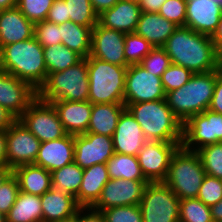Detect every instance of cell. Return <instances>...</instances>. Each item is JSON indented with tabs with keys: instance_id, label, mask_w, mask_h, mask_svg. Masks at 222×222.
<instances>
[{
	"instance_id": "obj_6",
	"label": "cell",
	"mask_w": 222,
	"mask_h": 222,
	"mask_svg": "<svg viewBox=\"0 0 222 222\" xmlns=\"http://www.w3.org/2000/svg\"><path fill=\"white\" fill-rule=\"evenodd\" d=\"M89 79L87 58L69 68L50 73L37 91V96L47 102L88 101Z\"/></svg>"
},
{
	"instance_id": "obj_8",
	"label": "cell",
	"mask_w": 222,
	"mask_h": 222,
	"mask_svg": "<svg viewBox=\"0 0 222 222\" xmlns=\"http://www.w3.org/2000/svg\"><path fill=\"white\" fill-rule=\"evenodd\" d=\"M143 222H179V197L164 182L148 183L140 201Z\"/></svg>"
},
{
	"instance_id": "obj_12",
	"label": "cell",
	"mask_w": 222,
	"mask_h": 222,
	"mask_svg": "<svg viewBox=\"0 0 222 222\" xmlns=\"http://www.w3.org/2000/svg\"><path fill=\"white\" fill-rule=\"evenodd\" d=\"M182 142H162L147 140L138 152L141 171L149 183L164 182L171 157Z\"/></svg>"
},
{
	"instance_id": "obj_50",
	"label": "cell",
	"mask_w": 222,
	"mask_h": 222,
	"mask_svg": "<svg viewBox=\"0 0 222 222\" xmlns=\"http://www.w3.org/2000/svg\"><path fill=\"white\" fill-rule=\"evenodd\" d=\"M97 15L112 8L119 0H90Z\"/></svg>"
},
{
	"instance_id": "obj_30",
	"label": "cell",
	"mask_w": 222,
	"mask_h": 222,
	"mask_svg": "<svg viewBox=\"0 0 222 222\" xmlns=\"http://www.w3.org/2000/svg\"><path fill=\"white\" fill-rule=\"evenodd\" d=\"M62 44L75 51L83 58H87L91 51V27H85L68 21L59 24Z\"/></svg>"
},
{
	"instance_id": "obj_56",
	"label": "cell",
	"mask_w": 222,
	"mask_h": 222,
	"mask_svg": "<svg viewBox=\"0 0 222 222\" xmlns=\"http://www.w3.org/2000/svg\"><path fill=\"white\" fill-rule=\"evenodd\" d=\"M18 0H0V11L17 6Z\"/></svg>"
},
{
	"instance_id": "obj_29",
	"label": "cell",
	"mask_w": 222,
	"mask_h": 222,
	"mask_svg": "<svg viewBox=\"0 0 222 222\" xmlns=\"http://www.w3.org/2000/svg\"><path fill=\"white\" fill-rule=\"evenodd\" d=\"M7 222H43L41 196L19 191Z\"/></svg>"
},
{
	"instance_id": "obj_20",
	"label": "cell",
	"mask_w": 222,
	"mask_h": 222,
	"mask_svg": "<svg viewBox=\"0 0 222 222\" xmlns=\"http://www.w3.org/2000/svg\"><path fill=\"white\" fill-rule=\"evenodd\" d=\"M74 162V135L40 143L34 165L53 172Z\"/></svg>"
},
{
	"instance_id": "obj_58",
	"label": "cell",
	"mask_w": 222,
	"mask_h": 222,
	"mask_svg": "<svg viewBox=\"0 0 222 222\" xmlns=\"http://www.w3.org/2000/svg\"><path fill=\"white\" fill-rule=\"evenodd\" d=\"M0 222H7L6 215L0 212Z\"/></svg>"
},
{
	"instance_id": "obj_13",
	"label": "cell",
	"mask_w": 222,
	"mask_h": 222,
	"mask_svg": "<svg viewBox=\"0 0 222 222\" xmlns=\"http://www.w3.org/2000/svg\"><path fill=\"white\" fill-rule=\"evenodd\" d=\"M40 140L18 119L6 130L7 166L14 169L21 165L34 164Z\"/></svg>"
},
{
	"instance_id": "obj_45",
	"label": "cell",
	"mask_w": 222,
	"mask_h": 222,
	"mask_svg": "<svg viewBox=\"0 0 222 222\" xmlns=\"http://www.w3.org/2000/svg\"><path fill=\"white\" fill-rule=\"evenodd\" d=\"M19 185L16 177L12 174L0 186V212L7 215L14 205L19 193Z\"/></svg>"
},
{
	"instance_id": "obj_21",
	"label": "cell",
	"mask_w": 222,
	"mask_h": 222,
	"mask_svg": "<svg viewBox=\"0 0 222 222\" xmlns=\"http://www.w3.org/2000/svg\"><path fill=\"white\" fill-rule=\"evenodd\" d=\"M65 131L70 135L85 134L90 122L92 104L89 101H53Z\"/></svg>"
},
{
	"instance_id": "obj_53",
	"label": "cell",
	"mask_w": 222,
	"mask_h": 222,
	"mask_svg": "<svg viewBox=\"0 0 222 222\" xmlns=\"http://www.w3.org/2000/svg\"><path fill=\"white\" fill-rule=\"evenodd\" d=\"M0 166H7L6 130H0Z\"/></svg>"
},
{
	"instance_id": "obj_5",
	"label": "cell",
	"mask_w": 222,
	"mask_h": 222,
	"mask_svg": "<svg viewBox=\"0 0 222 222\" xmlns=\"http://www.w3.org/2000/svg\"><path fill=\"white\" fill-rule=\"evenodd\" d=\"M91 104H124L125 77L128 67L87 57Z\"/></svg>"
},
{
	"instance_id": "obj_34",
	"label": "cell",
	"mask_w": 222,
	"mask_h": 222,
	"mask_svg": "<svg viewBox=\"0 0 222 222\" xmlns=\"http://www.w3.org/2000/svg\"><path fill=\"white\" fill-rule=\"evenodd\" d=\"M65 3L69 21L92 29L98 23V15L93 10L90 0H65Z\"/></svg>"
},
{
	"instance_id": "obj_23",
	"label": "cell",
	"mask_w": 222,
	"mask_h": 222,
	"mask_svg": "<svg viewBox=\"0 0 222 222\" xmlns=\"http://www.w3.org/2000/svg\"><path fill=\"white\" fill-rule=\"evenodd\" d=\"M141 12L139 3L119 0L112 8L98 15V23L125 34L134 33Z\"/></svg>"
},
{
	"instance_id": "obj_3",
	"label": "cell",
	"mask_w": 222,
	"mask_h": 222,
	"mask_svg": "<svg viewBox=\"0 0 222 222\" xmlns=\"http://www.w3.org/2000/svg\"><path fill=\"white\" fill-rule=\"evenodd\" d=\"M125 106L141 126L147 140L182 142L183 123L173 114L165 99Z\"/></svg>"
},
{
	"instance_id": "obj_14",
	"label": "cell",
	"mask_w": 222,
	"mask_h": 222,
	"mask_svg": "<svg viewBox=\"0 0 222 222\" xmlns=\"http://www.w3.org/2000/svg\"><path fill=\"white\" fill-rule=\"evenodd\" d=\"M148 183L147 180L110 179L92 208L101 211L110 207L139 205Z\"/></svg>"
},
{
	"instance_id": "obj_26",
	"label": "cell",
	"mask_w": 222,
	"mask_h": 222,
	"mask_svg": "<svg viewBox=\"0 0 222 222\" xmlns=\"http://www.w3.org/2000/svg\"><path fill=\"white\" fill-rule=\"evenodd\" d=\"M110 180L106 164L98 163L83 169L82 182L76 201L81 207H92L100 198L102 189Z\"/></svg>"
},
{
	"instance_id": "obj_43",
	"label": "cell",
	"mask_w": 222,
	"mask_h": 222,
	"mask_svg": "<svg viewBox=\"0 0 222 222\" xmlns=\"http://www.w3.org/2000/svg\"><path fill=\"white\" fill-rule=\"evenodd\" d=\"M197 198L209 207L216 205L222 199L221 179L206 174Z\"/></svg>"
},
{
	"instance_id": "obj_60",
	"label": "cell",
	"mask_w": 222,
	"mask_h": 222,
	"mask_svg": "<svg viewBox=\"0 0 222 222\" xmlns=\"http://www.w3.org/2000/svg\"><path fill=\"white\" fill-rule=\"evenodd\" d=\"M214 1L222 6V0H214Z\"/></svg>"
},
{
	"instance_id": "obj_15",
	"label": "cell",
	"mask_w": 222,
	"mask_h": 222,
	"mask_svg": "<svg viewBox=\"0 0 222 222\" xmlns=\"http://www.w3.org/2000/svg\"><path fill=\"white\" fill-rule=\"evenodd\" d=\"M115 154L112 137L89 133L74 136V162L82 169L106 164Z\"/></svg>"
},
{
	"instance_id": "obj_1",
	"label": "cell",
	"mask_w": 222,
	"mask_h": 222,
	"mask_svg": "<svg viewBox=\"0 0 222 222\" xmlns=\"http://www.w3.org/2000/svg\"><path fill=\"white\" fill-rule=\"evenodd\" d=\"M162 48L171 64L182 66L193 73L214 71L222 66L211 36L186 26H178Z\"/></svg>"
},
{
	"instance_id": "obj_54",
	"label": "cell",
	"mask_w": 222,
	"mask_h": 222,
	"mask_svg": "<svg viewBox=\"0 0 222 222\" xmlns=\"http://www.w3.org/2000/svg\"><path fill=\"white\" fill-rule=\"evenodd\" d=\"M211 217L213 222L222 221V199L216 204L210 207Z\"/></svg>"
},
{
	"instance_id": "obj_24",
	"label": "cell",
	"mask_w": 222,
	"mask_h": 222,
	"mask_svg": "<svg viewBox=\"0 0 222 222\" xmlns=\"http://www.w3.org/2000/svg\"><path fill=\"white\" fill-rule=\"evenodd\" d=\"M43 222H53L76 215L81 206L76 198L68 193L51 187L41 195Z\"/></svg>"
},
{
	"instance_id": "obj_48",
	"label": "cell",
	"mask_w": 222,
	"mask_h": 222,
	"mask_svg": "<svg viewBox=\"0 0 222 222\" xmlns=\"http://www.w3.org/2000/svg\"><path fill=\"white\" fill-rule=\"evenodd\" d=\"M77 222H105V220L100 211L92 207H81L77 212Z\"/></svg>"
},
{
	"instance_id": "obj_22",
	"label": "cell",
	"mask_w": 222,
	"mask_h": 222,
	"mask_svg": "<svg viewBox=\"0 0 222 222\" xmlns=\"http://www.w3.org/2000/svg\"><path fill=\"white\" fill-rule=\"evenodd\" d=\"M35 24L29 21L16 6L0 11V49L8 44L34 37Z\"/></svg>"
},
{
	"instance_id": "obj_42",
	"label": "cell",
	"mask_w": 222,
	"mask_h": 222,
	"mask_svg": "<svg viewBox=\"0 0 222 222\" xmlns=\"http://www.w3.org/2000/svg\"><path fill=\"white\" fill-rule=\"evenodd\" d=\"M140 65L145 68L147 72H152L154 76L161 77L171 65V60L162 47H156L143 58Z\"/></svg>"
},
{
	"instance_id": "obj_36",
	"label": "cell",
	"mask_w": 222,
	"mask_h": 222,
	"mask_svg": "<svg viewBox=\"0 0 222 222\" xmlns=\"http://www.w3.org/2000/svg\"><path fill=\"white\" fill-rule=\"evenodd\" d=\"M207 175L222 178V142L202 147L196 151Z\"/></svg>"
},
{
	"instance_id": "obj_49",
	"label": "cell",
	"mask_w": 222,
	"mask_h": 222,
	"mask_svg": "<svg viewBox=\"0 0 222 222\" xmlns=\"http://www.w3.org/2000/svg\"><path fill=\"white\" fill-rule=\"evenodd\" d=\"M166 0H142L139 7L142 12L158 13L160 7Z\"/></svg>"
},
{
	"instance_id": "obj_51",
	"label": "cell",
	"mask_w": 222,
	"mask_h": 222,
	"mask_svg": "<svg viewBox=\"0 0 222 222\" xmlns=\"http://www.w3.org/2000/svg\"><path fill=\"white\" fill-rule=\"evenodd\" d=\"M17 119L0 105V130H7Z\"/></svg>"
},
{
	"instance_id": "obj_44",
	"label": "cell",
	"mask_w": 222,
	"mask_h": 222,
	"mask_svg": "<svg viewBox=\"0 0 222 222\" xmlns=\"http://www.w3.org/2000/svg\"><path fill=\"white\" fill-rule=\"evenodd\" d=\"M158 13L176 26H185L186 0H166Z\"/></svg>"
},
{
	"instance_id": "obj_35",
	"label": "cell",
	"mask_w": 222,
	"mask_h": 222,
	"mask_svg": "<svg viewBox=\"0 0 222 222\" xmlns=\"http://www.w3.org/2000/svg\"><path fill=\"white\" fill-rule=\"evenodd\" d=\"M179 222H213L210 207L198 198L180 200Z\"/></svg>"
},
{
	"instance_id": "obj_37",
	"label": "cell",
	"mask_w": 222,
	"mask_h": 222,
	"mask_svg": "<svg viewBox=\"0 0 222 222\" xmlns=\"http://www.w3.org/2000/svg\"><path fill=\"white\" fill-rule=\"evenodd\" d=\"M153 48L142 36L135 33L125 34L124 56L129 65L140 64Z\"/></svg>"
},
{
	"instance_id": "obj_7",
	"label": "cell",
	"mask_w": 222,
	"mask_h": 222,
	"mask_svg": "<svg viewBox=\"0 0 222 222\" xmlns=\"http://www.w3.org/2000/svg\"><path fill=\"white\" fill-rule=\"evenodd\" d=\"M206 173L196 151L179 146L173 153L164 183L180 200L197 198Z\"/></svg>"
},
{
	"instance_id": "obj_38",
	"label": "cell",
	"mask_w": 222,
	"mask_h": 222,
	"mask_svg": "<svg viewBox=\"0 0 222 222\" xmlns=\"http://www.w3.org/2000/svg\"><path fill=\"white\" fill-rule=\"evenodd\" d=\"M54 0H18L21 13L34 24L46 20Z\"/></svg>"
},
{
	"instance_id": "obj_10",
	"label": "cell",
	"mask_w": 222,
	"mask_h": 222,
	"mask_svg": "<svg viewBox=\"0 0 222 222\" xmlns=\"http://www.w3.org/2000/svg\"><path fill=\"white\" fill-rule=\"evenodd\" d=\"M221 142L222 114L207 109L183 123L181 146L184 149L197 151L204 146Z\"/></svg>"
},
{
	"instance_id": "obj_46",
	"label": "cell",
	"mask_w": 222,
	"mask_h": 222,
	"mask_svg": "<svg viewBox=\"0 0 222 222\" xmlns=\"http://www.w3.org/2000/svg\"><path fill=\"white\" fill-rule=\"evenodd\" d=\"M46 20L55 24H63L69 21L67 19V5L65 0H54Z\"/></svg>"
},
{
	"instance_id": "obj_25",
	"label": "cell",
	"mask_w": 222,
	"mask_h": 222,
	"mask_svg": "<svg viewBox=\"0 0 222 222\" xmlns=\"http://www.w3.org/2000/svg\"><path fill=\"white\" fill-rule=\"evenodd\" d=\"M177 27L159 13L141 12L134 33L142 36L156 48L163 47Z\"/></svg>"
},
{
	"instance_id": "obj_33",
	"label": "cell",
	"mask_w": 222,
	"mask_h": 222,
	"mask_svg": "<svg viewBox=\"0 0 222 222\" xmlns=\"http://www.w3.org/2000/svg\"><path fill=\"white\" fill-rule=\"evenodd\" d=\"M83 169L75 162L51 172L52 187L76 198L82 182Z\"/></svg>"
},
{
	"instance_id": "obj_31",
	"label": "cell",
	"mask_w": 222,
	"mask_h": 222,
	"mask_svg": "<svg viewBox=\"0 0 222 222\" xmlns=\"http://www.w3.org/2000/svg\"><path fill=\"white\" fill-rule=\"evenodd\" d=\"M106 165L110 179L146 180L137 156L115 153Z\"/></svg>"
},
{
	"instance_id": "obj_39",
	"label": "cell",
	"mask_w": 222,
	"mask_h": 222,
	"mask_svg": "<svg viewBox=\"0 0 222 222\" xmlns=\"http://www.w3.org/2000/svg\"><path fill=\"white\" fill-rule=\"evenodd\" d=\"M100 212L105 222H143L139 205L110 207Z\"/></svg>"
},
{
	"instance_id": "obj_9",
	"label": "cell",
	"mask_w": 222,
	"mask_h": 222,
	"mask_svg": "<svg viewBox=\"0 0 222 222\" xmlns=\"http://www.w3.org/2000/svg\"><path fill=\"white\" fill-rule=\"evenodd\" d=\"M18 120L40 142L59 139L67 135L52 103L44 101L38 96L30 103Z\"/></svg>"
},
{
	"instance_id": "obj_57",
	"label": "cell",
	"mask_w": 222,
	"mask_h": 222,
	"mask_svg": "<svg viewBox=\"0 0 222 222\" xmlns=\"http://www.w3.org/2000/svg\"><path fill=\"white\" fill-rule=\"evenodd\" d=\"M53 222H77V214L66 219L56 220Z\"/></svg>"
},
{
	"instance_id": "obj_52",
	"label": "cell",
	"mask_w": 222,
	"mask_h": 222,
	"mask_svg": "<svg viewBox=\"0 0 222 222\" xmlns=\"http://www.w3.org/2000/svg\"><path fill=\"white\" fill-rule=\"evenodd\" d=\"M211 39L213 40L214 45L216 46L217 52L222 61V17L220 18L219 24L215 32L211 36Z\"/></svg>"
},
{
	"instance_id": "obj_59",
	"label": "cell",
	"mask_w": 222,
	"mask_h": 222,
	"mask_svg": "<svg viewBox=\"0 0 222 222\" xmlns=\"http://www.w3.org/2000/svg\"><path fill=\"white\" fill-rule=\"evenodd\" d=\"M121 1H132V2H136V3H140L142 0H121Z\"/></svg>"
},
{
	"instance_id": "obj_41",
	"label": "cell",
	"mask_w": 222,
	"mask_h": 222,
	"mask_svg": "<svg viewBox=\"0 0 222 222\" xmlns=\"http://www.w3.org/2000/svg\"><path fill=\"white\" fill-rule=\"evenodd\" d=\"M34 37L42 47L62 43L59 24H55L47 20L35 23Z\"/></svg>"
},
{
	"instance_id": "obj_17",
	"label": "cell",
	"mask_w": 222,
	"mask_h": 222,
	"mask_svg": "<svg viewBox=\"0 0 222 222\" xmlns=\"http://www.w3.org/2000/svg\"><path fill=\"white\" fill-rule=\"evenodd\" d=\"M37 97L26 81L0 70V105L18 119Z\"/></svg>"
},
{
	"instance_id": "obj_18",
	"label": "cell",
	"mask_w": 222,
	"mask_h": 222,
	"mask_svg": "<svg viewBox=\"0 0 222 222\" xmlns=\"http://www.w3.org/2000/svg\"><path fill=\"white\" fill-rule=\"evenodd\" d=\"M221 17L222 6L214 0H186L185 26L198 33L212 36Z\"/></svg>"
},
{
	"instance_id": "obj_47",
	"label": "cell",
	"mask_w": 222,
	"mask_h": 222,
	"mask_svg": "<svg viewBox=\"0 0 222 222\" xmlns=\"http://www.w3.org/2000/svg\"><path fill=\"white\" fill-rule=\"evenodd\" d=\"M208 109L213 112L222 114V66L217 69L214 94L212 96V100Z\"/></svg>"
},
{
	"instance_id": "obj_19",
	"label": "cell",
	"mask_w": 222,
	"mask_h": 222,
	"mask_svg": "<svg viewBox=\"0 0 222 222\" xmlns=\"http://www.w3.org/2000/svg\"><path fill=\"white\" fill-rule=\"evenodd\" d=\"M146 141L141 126L125 109L120 115L116 130L112 135L115 153L137 156Z\"/></svg>"
},
{
	"instance_id": "obj_28",
	"label": "cell",
	"mask_w": 222,
	"mask_h": 222,
	"mask_svg": "<svg viewBox=\"0 0 222 222\" xmlns=\"http://www.w3.org/2000/svg\"><path fill=\"white\" fill-rule=\"evenodd\" d=\"M125 109V104H92L87 132L112 137L119 117Z\"/></svg>"
},
{
	"instance_id": "obj_2",
	"label": "cell",
	"mask_w": 222,
	"mask_h": 222,
	"mask_svg": "<svg viewBox=\"0 0 222 222\" xmlns=\"http://www.w3.org/2000/svg\"><path fill=\"white\" fill-rule=\"evenodd\" d=\"M0 70L26 81L38 91L47 79L43 47L35 37L3 46Z\"/></svg>"
},
{
	"instance_id": "obj_27",
	"label": "cell",
	"mask_w": 222,
	"mask_h": 222,
	"mask_svg": "<svg viewBox=\"0 0 222 222\" xmlns=\"http://www.w3.org/2000/svg\"><path fill=\"white\" fill-rule=\"evenodd\" d=\"M21 192L41 196L51 189V172L34 164L21 165L13 169Z\"/></svg>"
},
{
	"instance_id": "obj_11",
	"label": "cell",
	"mask_w": 222,
	"mask_h": 222,
	"mask_svg": "<svg viewBox=\"0 0 222 222\" xmlns=\"http://www.w3.org/2000/svg\"><path fill=\"white\" fill-rule=\"evenodd\" d=\"M161 77L147 72L140 64L129 65L125 77L124 104L165 99Z\"/></svg>"
},
{
	"instance_id": "obj_16",
	"label": "cell",
	"mask_w": 222,
	"mask_h": 222,
	"mask_svg": "<svg viewBox=\"0 0 222 222\" xmlns=\"http://www.w3.org/2000/svg\"><path fill=\"white\" fill-rule=\"evenodd\" d=\"M125 33L95 25L91 33V51L89 56L102 61L128 67L124 56Z\"/></svg>"
},
{
	"instance_id": "obj_40",
	"label": "cell",
	"mask_w": 222,
	"mask_h": 222,
	"mask_svg": "<svg viewBox=\"0 0 222 222\" xmlns=\"http://www.w3.org/2000/svg\"><path fill=\"white\" fill-rule=\"evenodd\" d=\"M193 74L189 69L171 64L161 76L165 93L181 88L191 79Z\"/></svg>"
},
{
	"instance_id": "obj_32",
	"label": "cell",
	"mask_w": 222,
	"mask_h": 222,
	"mask_svg": "<svg viewBox=\"0 0 222 222\" xmlns=\"http://www.w3.org/2000/svg\"><path fill=\"white\" fill-rule=\"evenodd\" d=\"M47 76L50 73L63 71L80 62L83 57L62 43L43 47Z\"/></svg>"
},
{
	"instance_id": "obj_55",
	"label": "cell",
	"mask_w": 222,
	"mask_h": 222,
	"mask_svg": "<svg viewBox=\"0 0 222 222\" xmlns=\"http://www.w3.org/2000/svg\"><path fill=\"white\" fill-rule=\"evenodd\" d=\"M13 174V169L8 166H0V186Z\"/></svg>"
},
{
	"instance_id": "obj_4",
	"label": "cell",
	"mask_w": 222,
	"mask_h": 222,
	"mask_svg": "<svg viewBox=\"0 0 222 222\" xmlns=\"http://www.w3.org/2000/svg\"><path fill=\"white\" fill-rule=\"evenodd\" d=\"M216 78L217 70L194 73L181 88L166 93L168 107L182 123L209 108Z\"/></svg>"
}]
</instances>
